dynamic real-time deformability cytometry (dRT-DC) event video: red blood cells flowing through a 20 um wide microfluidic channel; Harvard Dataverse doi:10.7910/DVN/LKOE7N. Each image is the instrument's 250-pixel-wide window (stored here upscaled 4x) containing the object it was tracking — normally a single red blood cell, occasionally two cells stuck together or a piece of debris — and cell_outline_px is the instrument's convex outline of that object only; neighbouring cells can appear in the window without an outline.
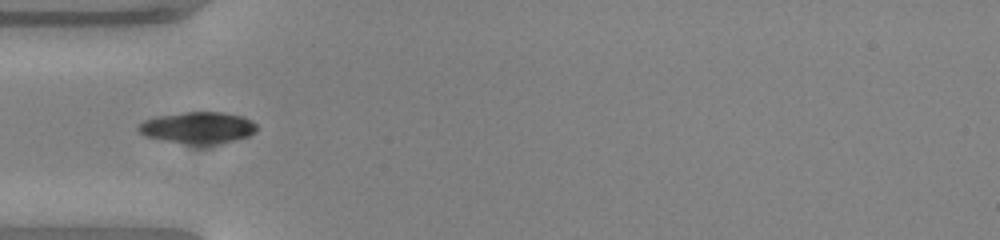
{"species": "common noctule bat (a hibernating species)", "species_latin": "Nyctalus noctula", "temperature_condition": "warm", "stored_images_in_passage": 37, "camera_frame_rate_fps": 3000, "um_per_image_px": 0.085, "animal": {"sex": "female", "body_mass_g": 23.0, "forearm_length_mm": 53.4}, "frame": {"image": 1, "passage_image": 1, "time_ms": 0.0, "image_size_px": [1000, 240], "cell_outline_px": [[256, 132], [248, 136], [236, 140], [216, 144], [188, 144], [164, 140], [144, 136], [136, 128], [144, 120], [156, 116], [184, 112], [224, 112], [240, 116], [252, 120], [256, 124]], "centroid_in_image_um": [16.82, 10.85], "position_along_channel_um": 68.2, "area_um2": 21.79}}
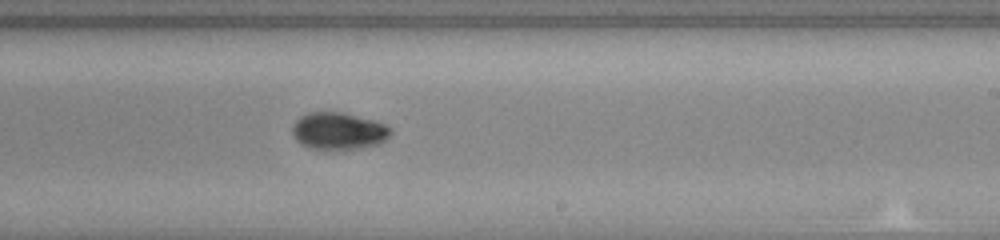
{"frame": {"image": 2, "passage_image": 16, "time_ms": 5.0, "image_size_px": [1000, 240], "cell_outline_px": [[392, 132], [380, 144], [360, 148], [312, 148], [296, 140], [292, 132], [292, 124], [300, 116], [308, 112], [340, 112], [376, 120], [392, 128]], "centroid_in_image_um": [28.79, 11.11], "position_along_channel_um": 260.2, "area_um2": 21.04}}
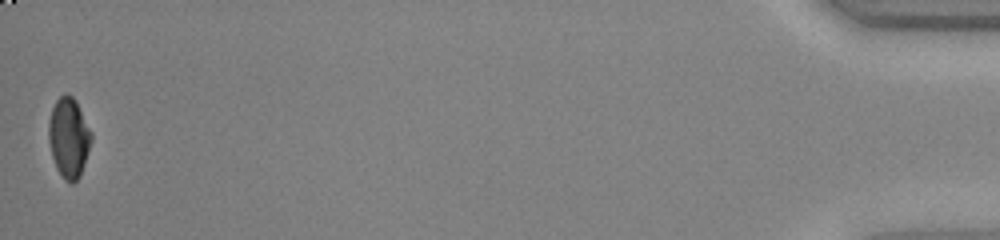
{"frame": {"image": 3, "passage_image": 37, "time_ms": 12.0, "image_size_px": [1000, 240], "cell_outline_px": [[92, 140], [80, 176], [72, 184], [64, 180], [56, 168], [52, 156], [48, 140], [48, 124], [52, 108], [56, 100], [64, 92], [68, 92], [76, 100], [92, 132]], "centroid_in_image_um": [5.84, 11.68], "position_along_channel_um": 429.4, "area_um2": 20.11}, "authors_computed_cell_mechanics": {"area_um2": 20.808, "velocity_mm_per_s": 3.8407, "shape_relaxation_time_tau1_ms": 3.0198, "shape_relaxation_time_tau2_ms": 5.5951, "deformation_change_tau1": 0.1452, "deformation_change_tau2": 0.0499}}